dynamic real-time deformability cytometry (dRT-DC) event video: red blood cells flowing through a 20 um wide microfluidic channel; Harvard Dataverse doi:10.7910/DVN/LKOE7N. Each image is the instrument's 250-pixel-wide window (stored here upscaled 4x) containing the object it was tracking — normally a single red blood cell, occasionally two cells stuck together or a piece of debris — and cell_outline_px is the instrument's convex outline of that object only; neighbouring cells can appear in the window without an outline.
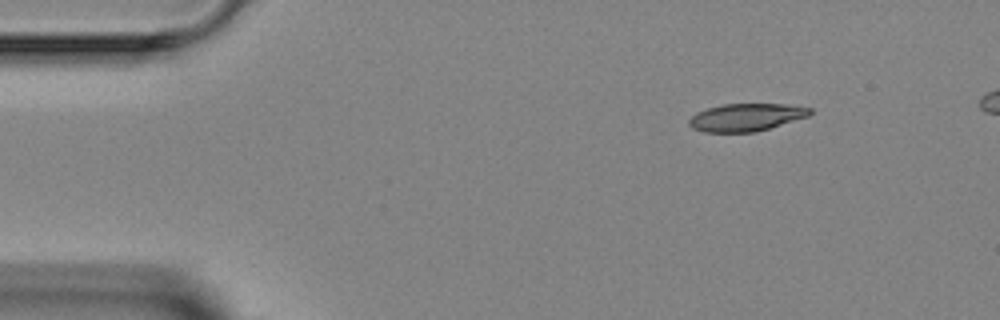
{"species": "Egyptian fruit bat (a non-hibernating species)", "species_latin": "Rousettus aegyptiacus", "temperature_condition": "room temperature", "stored_images_in_passage": 5, "segment_of_instrument_passage": [2, 2], "camera_frame_rate_fps": 3000, "um_per_image_px": 0.085, "animal": {"sex": "female"}, "frame": {"image": 1, "passage_image": 5, "time_ms": 6.333, "image_size_px": [1000, 320], "cell_outline_px": [[812, 112], [808, 116], [756, 132], [704, 132], [692, 128], [688, 124], [688, 120], [696, 112], [708, 108], [724, 104], [784, 104], [812, 108]], "centroid_in_image_um": [63.4, 9.97], "position_along_channel_um": 21.6, "area_um2": 19.36}}